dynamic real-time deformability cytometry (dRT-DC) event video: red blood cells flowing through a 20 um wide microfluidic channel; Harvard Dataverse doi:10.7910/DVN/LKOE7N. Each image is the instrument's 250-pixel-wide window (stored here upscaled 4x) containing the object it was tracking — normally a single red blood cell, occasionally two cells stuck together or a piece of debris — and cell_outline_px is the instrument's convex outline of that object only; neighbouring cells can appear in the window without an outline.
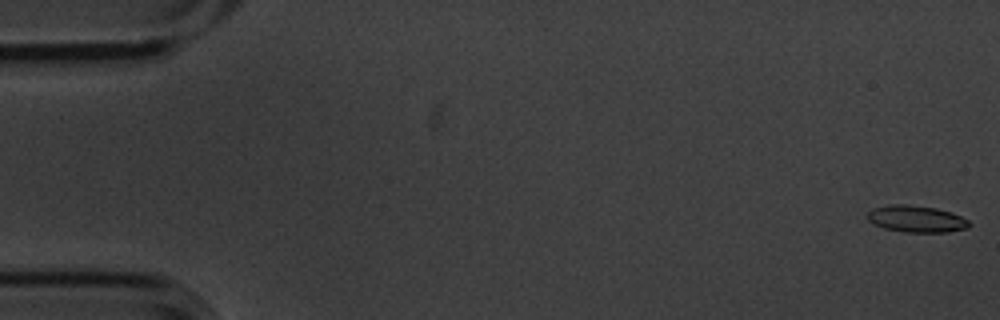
{"species": "common noctule bat (a hibernating species)", "species_latin": "Nyctalus noctula", "temperature_condition": "cold", "stored_images_in_passage": 8, "camera_frame_rate_fps": 3000, "um_per_image_px": 0.085, "animal": {"sex": "male", "body_mass_g": 20.1, "forearm_length_mm": 53.5}, "frame": {"image": 1, "passage_image": 1, "time_ms": 0.0, "image_size_px": [1000, 320], "cell_outline_px": [[972, 224], [968, 228], [948, 232], [904, 232], [884, 228], [868, 220], [868, 212], [872, 208], [892, 204], [904, 204], [936, 208], [952, 212], [968, 220]], "centroid_in_image_um": [77.92, 18.61], "position_along_channel_um": 7.1, "area_um2": 15.84}}
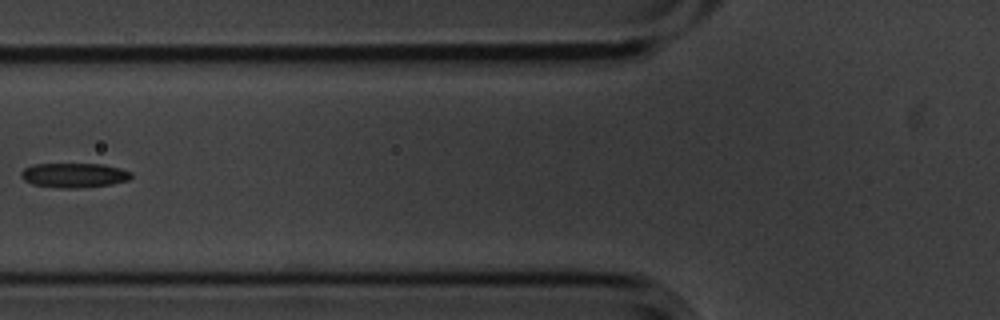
{"frame": {"image": 2, "passage_image": 7, "time_ms": 2.0, "image_size_px": [1000, 320], "cell_outline_px": [[132, 176], [128, 180], [112, 184], [76, 188], [56, 188], [32, 184], [24, 180], [20, 176], [20, 172], [24, 168], [32, 164], [104, 164], [120, 168], [132, 172]], "centroid_in_image_um": [6.28, 14.89], "position_along_channel_um": 119.5, "area_um2": 15.9}}
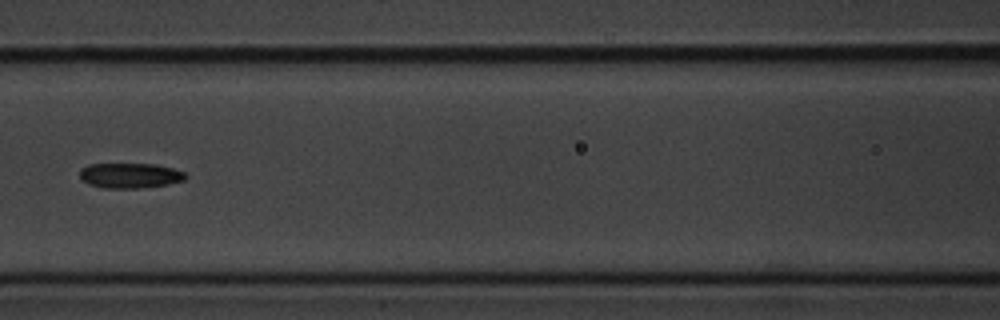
{"frame": {"image": 3, "passage_image": 8, "time_ms": 2.333, "image_size_px": [1000, 320], "cell_outline_px": [[188, 176], [184, 180], [168, 184], [140, 188], [104, 188], [88, 184], [80, 176], [80, 168], [88, 164], [156, 164], [172, 168], [184, 172]], "centroid_in_image_um": [11.05, 14.92], "position_along_channel_um": 155.5, "area_um2": 15.49}}